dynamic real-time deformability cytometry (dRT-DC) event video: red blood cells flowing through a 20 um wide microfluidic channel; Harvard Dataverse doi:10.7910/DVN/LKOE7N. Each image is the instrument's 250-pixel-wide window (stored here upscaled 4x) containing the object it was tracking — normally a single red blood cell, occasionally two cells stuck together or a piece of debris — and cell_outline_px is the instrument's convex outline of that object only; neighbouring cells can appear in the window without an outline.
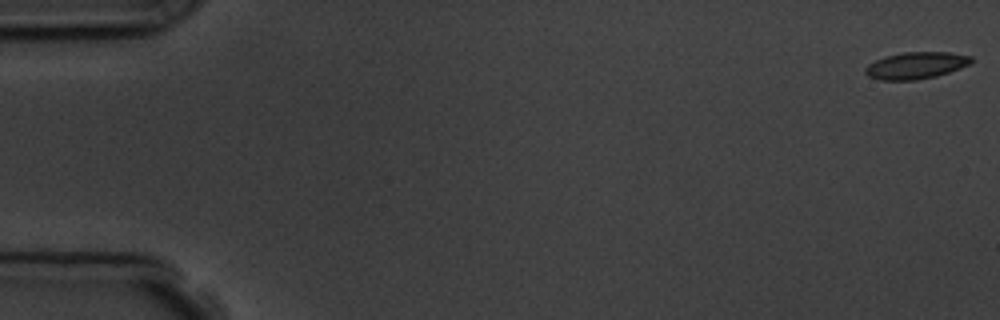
{"species": "common noctule bat (a hibernating species)", "species_latin": "Nyctalus noctula", "temperature_condition": "room temperature", "stored_images_in_passage": 5, "camera_frame_rate_fps": 3000, "um_per_image_px": 0.085, "animal": {"sex": "male", "body_mass_g": 19.5, "forearm_length_mm": 54.6}, "frame": {"image": 1, "passage_image": 1, "time_ms": 0.0, "image_size_px": [1000, 320], "cell_outline_px": [[972, 64], [936, 76], [916, 80], [880, 80], [868, 76], [864, 72], [864, 68], [868, 64], [884, 56], [904, 52], [948, 52], [972, 56]], "centroid_in_image_um": [77.85, 5.56], "position_along_channel_um": 7.2, "area_um2": 16.65}}